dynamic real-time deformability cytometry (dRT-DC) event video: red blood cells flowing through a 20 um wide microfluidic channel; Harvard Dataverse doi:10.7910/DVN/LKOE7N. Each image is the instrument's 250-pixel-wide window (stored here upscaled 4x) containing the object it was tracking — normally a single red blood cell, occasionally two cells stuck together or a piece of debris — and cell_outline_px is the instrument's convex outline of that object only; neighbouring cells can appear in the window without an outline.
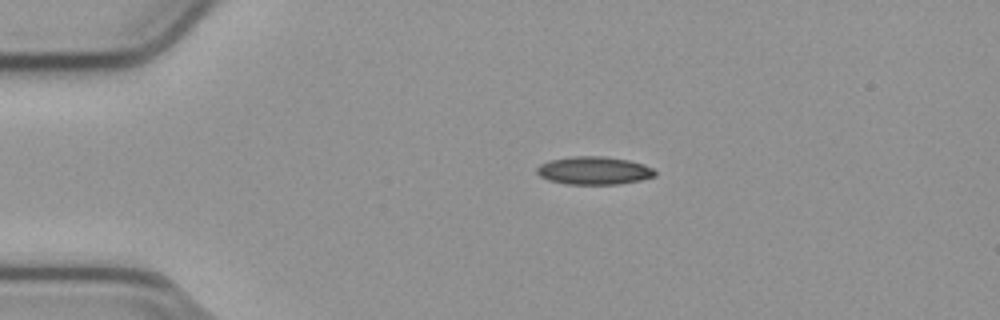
{"species": "common noctule bat (a hibernating species)", "species_latin": "Nyctalus noctula", "temperature_condition": "cold", "stored_images_in_passage": 43, "camera_frame_rate_fps": 3000, "um_per_image_px": 0.085, "animal": {"sex": "male", "body_mass_g": 23.1, "forearm_length_mm": 52.7}, "frame": {"image": 1, "passage_image": 1, "time_ms": 0.0, "image_size_px": [1000, 320], "cell_outline_px": [[656, 176], [640, 180], [616, 184], [564, 184], [548, 180], [540, 176], [536, 172], [536, 168], [540, 164], [548, 160], [572, 156], [604, 156], [628, 160], [644, 164], [652, 168], [656, 172]], "centroid_in_image_um": [50.46, 14.49], "position_along_channel_um": 34.5, "area_um2": 19.36}}
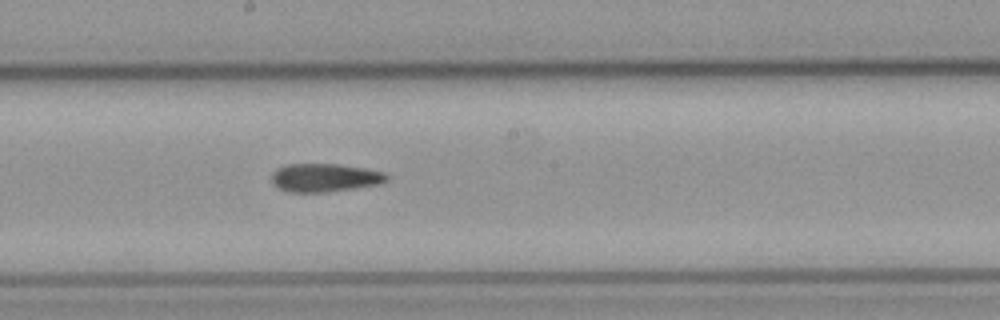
{"frame": {"image": 2, "passage_image": 19, "time_ms": 6.0, "image_size_px": [1000, 320], "cell_outline_px": [[388, 180], [380, 184], [324, 192], [288, 192], [272, 184], [272, 172], [276, 168], [288, 164], [340, 164], [364, 168], [384, 172], [388, 176]], "centroid_in_image_um": [27.59, 15.09], "position_along_channel_um": 220.6, "area_um2": 18.96}}
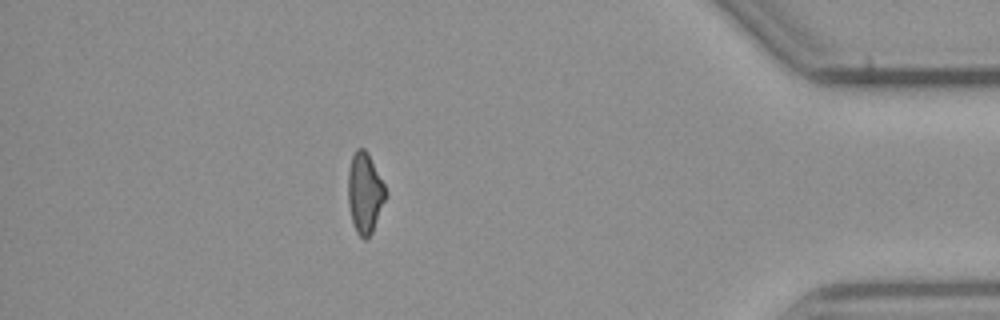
{"frame": {"image": 3, "passage_image": 37, "time_ms": 12.0, "image_size_px": [1000, 320], "cell_outline_px": [[388, 196], [372, 232], [364, 240], [356, 232], [352, 224], [348, 204], [348, 172], [352, 156], [356, 148], [364, 148], [368, 152], [388, 192]], "centroid_in_image_um": [31.02, 16.4], "position_along_channel_um": 404.2, "area_um2": 17.92}, "authors_computed_cell_mechanics": {"area_um2": 18.8428, "velocity_mm_per_s": 3.8254, "shape_relaxation_time_tau1_ms": null, "shape_relaxation_time_tau2_ms": 2.7703, "deformation_change_tau1": null, "deformation_change_tau2": 0.107}}